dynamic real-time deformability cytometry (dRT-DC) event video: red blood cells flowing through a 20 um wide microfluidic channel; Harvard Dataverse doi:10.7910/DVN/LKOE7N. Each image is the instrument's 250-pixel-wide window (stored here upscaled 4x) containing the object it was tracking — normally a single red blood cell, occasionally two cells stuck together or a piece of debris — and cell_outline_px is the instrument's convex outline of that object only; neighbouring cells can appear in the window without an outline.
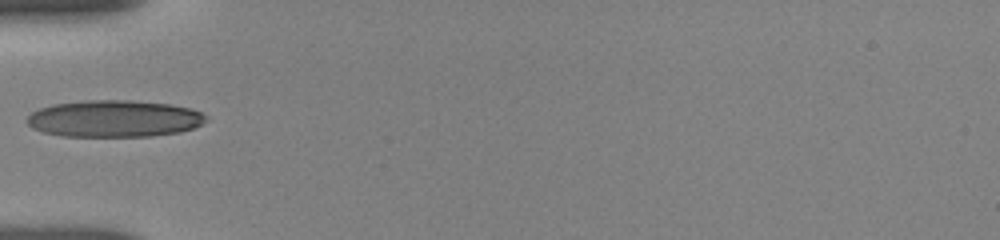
{"species": "human", "species_latin": "Homo sapiens", "temperature_condition": "room temperature", "stored_images_in_passage": 33, "camera_frame_rate_fps": 3000, "um_per_image_px": 0.085, "donor": {"sex": "female"}, "frame": {"image": 1, "passage_image": 1, "time_ms": 0.0, "image_size_px": [1000, 240], "cell_outline_px": [[208, 120], [192, 128], [180, 132], [152, 136], [64, 136], [44, 132], [32, 128], [28, 124], [28, 116], [32, 112], [40, 108], [52, 104], [84, 100], [128, 100], [168, 104], [192, 108], [208, 116]], "centroid_in_image_um": [9.72, 10.08], "position_along_channel_um": 75.3, "area_um2": 38.44}}
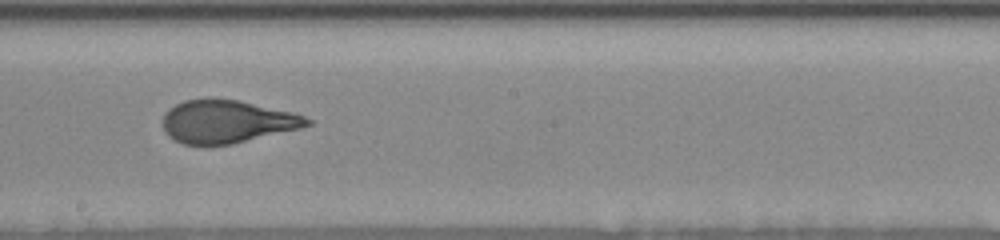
{"frame": {"image": 2, "passage_image": 14, "time_ms": 4.0, "image_size_px": [1000, 240], "cell_outline_px": [[312, 124], [300, 128], [232, 144], [204, 148], [184, 144], [168, 136], [164, 132], [164, 112], [176, 104], [184, 100], [208, 96], [240, 100], [292, 112], [304, 116], [312, 120]], "centroid_in_image_um": [19.25, 10.33], "position_along_channel_um": 229.0, "area_um2": 36.99}}
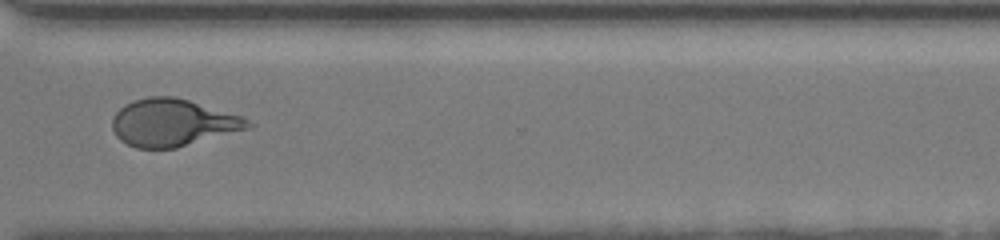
{"frame": {"image": 3, "passage_image": 27, "time_ms": 7.333, "image_size_px": [1000, 240], "cell_outline_px": [[252, 124], [248, 128], [176, 148], [136, 148], [120, 140], [116, 136], [112, 128], [112, 120], [116, 112], [124, 104], [148, 96], [172, 96], [188, 100], [244, 116]], "centroid_in_image_um": [14.66, 10.42], "position_along_channel_um": 355.9, "area_um2": 37.11}}